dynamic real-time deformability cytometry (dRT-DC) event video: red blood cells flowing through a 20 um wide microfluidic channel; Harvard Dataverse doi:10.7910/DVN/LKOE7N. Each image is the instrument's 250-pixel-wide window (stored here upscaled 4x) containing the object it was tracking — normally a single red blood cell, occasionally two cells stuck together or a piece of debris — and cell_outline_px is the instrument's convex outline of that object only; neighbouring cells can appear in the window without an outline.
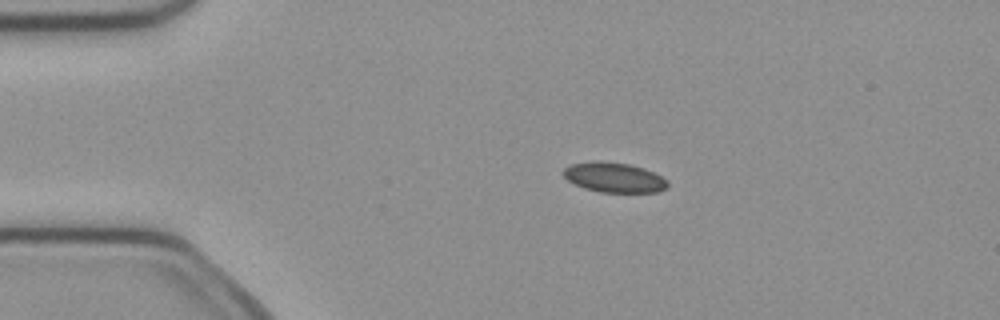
{"species": "common noctule bat (a hibernating species)", "species_latin": "Nyctalus noctula", "temperature_condition": "cold", "stored_images_in_passage": 3, "camera_frame_rate_fps": 3000, "um_per_image_px": 0.085, "animal": {"sex": "female", "body_mass_g": 21.9}, "frame": {"image": 1, "passage_image": 2, "time_ms": 0.333, "image_size_px": [1000, 320], "cell_outline_px": [[668, 188], [656, 192], [600, 192], [584, 188], [568, 180], [564, 176], [564, 168], [572, 164], [596, 160], [604, 160], [628, 164], [644, 168], [668, 180]], "centroid_in_image_um": [52.21, 15.07], "position_along_channel_um": 32.8, "area_um2": 18.15}}